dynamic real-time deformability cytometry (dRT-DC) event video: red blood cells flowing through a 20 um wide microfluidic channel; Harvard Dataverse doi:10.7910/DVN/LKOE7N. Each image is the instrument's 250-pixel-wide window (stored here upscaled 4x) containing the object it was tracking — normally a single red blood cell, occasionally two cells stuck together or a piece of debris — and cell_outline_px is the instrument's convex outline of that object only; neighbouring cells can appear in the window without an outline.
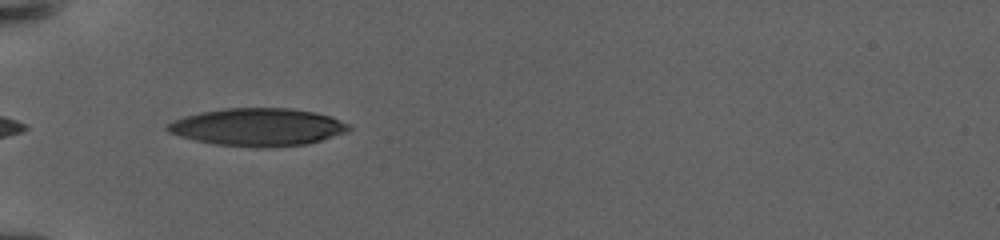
{"species": "human", "species_latin": "Homo sapiens", "temperature_condition": "warm", "stored_images_in_passage": 10, "camera_frame_rate_fps": 3000, "um_per_image_px": 0.085, "donor": {"sex": "female"}, "frame": {"image": 1, "passage_image": 1, "time_ms": 0.0, "image_size_px": [1000, 240], "cell_outline_px": [[352, 128], [344, 132], [320, 140], [304, 144], [276, 148], [260, 148], [216, 144], [196, 140], [180, 136], [168, 132], [164, 128], [168, 124], [184, 116], [200, 112], [224, 108], [292, 108], [316, 112], [332, 116], [348, 124]], "centroid_in_image_um": [21.91, 10.8], "position_along_channel_um": 63.1, "area_um2": 39.82}}
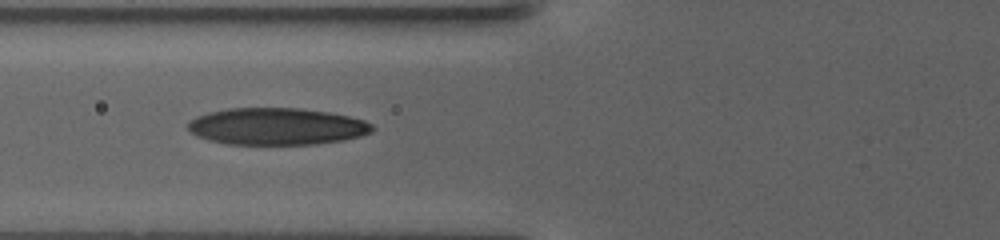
{"frame": {"image": 2, "passage_image": 9, "time_ms": 1.667, "image_size_px": [1000, 240], "cell_outline_px": [[376, 128], [372, 132], [360, 136], [344, 140], [316, 144], [228, 144], [208, 140], [196, 136], [188, 128], [188, 120], [196, 116], [208, 112], [228, 108], [300, 108], [328, 112], [348, 116], [364, 120], [372, 124]], "centroid_in_image_um": [23.52, 10.74], "position_along_channel_um": 102.3, "area_um2": 39.88}}